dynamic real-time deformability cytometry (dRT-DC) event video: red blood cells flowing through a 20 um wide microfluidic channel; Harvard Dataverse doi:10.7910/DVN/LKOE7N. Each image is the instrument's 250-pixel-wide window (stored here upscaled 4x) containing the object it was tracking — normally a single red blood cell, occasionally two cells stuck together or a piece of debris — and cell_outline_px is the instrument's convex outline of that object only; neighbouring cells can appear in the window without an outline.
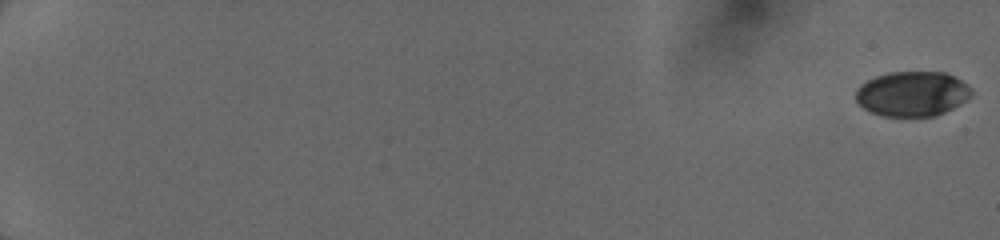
{"species": "human", "species_latin": "Homo sapiens", "temperature_condition": "cold", "stored_images_in_passage": 52, "camera_frame_rate_fps": 3000, "um_per_image_px": 0.085, "donor": {"sex": "female"}, "frame": {"image": 1, "passage_image": 1, "time_ms": 0.0, "image_size_px": [1000, 240], "cell_outline_px": [[972, 96], [968, 100], [936, 116], [884, 116], [872, 112], [864, 108], [856, 100], [856, 88], [860, 84], [876, 76], [888, 72], [944, 72], [956, 76], [968, 84], [972, 88]], "centroid_in_image_um": [77.58, 7.96], "position_along_channel_um": 7.4, "area_um2": 30.52}}
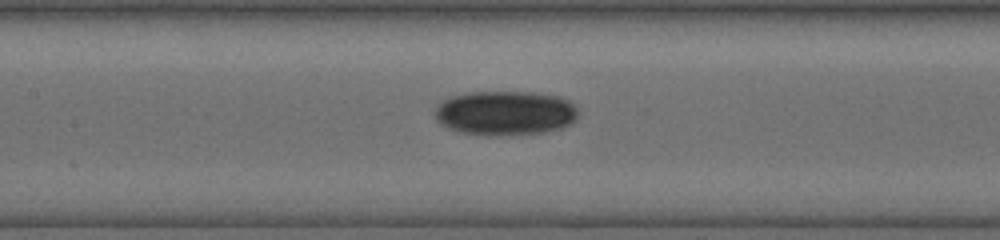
{"frame": {"image": 2, "passage_image": 30, "time_ms": 9.333, "image_size_px": [1000, 240], "cell_outline_px": [[576, 120], [572, 124], [560, 128], [544, 132], [500, 136], [488, 136], [460, 132], [448, 128], [440, 124], [436, 120], [436, 108], [444, 100], [452, 96], [472, 92], [532, 92], [556, 96], [568, 100], [576, 108]], "centroid_in_image_um": [42.94, 9.62], "position_along_channel_um": 164.5, "area_um2": 37.11}}
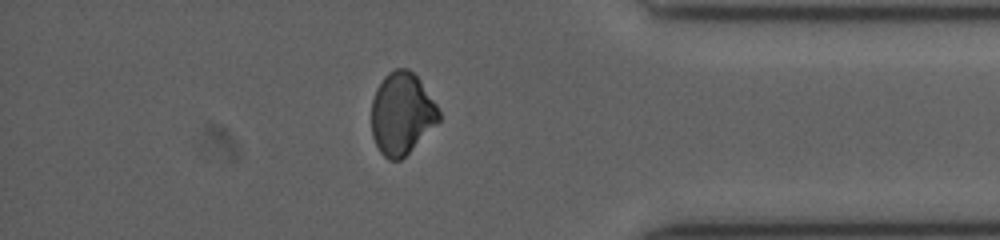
{"frame": {"image": 3, "passage_image": 42, "time_ms": 15.333, "image_size_px": [1000, 240], "cell_outline_px": [[440, 120], [400, 160], [388, 160], [380, 152], [372, 136], [372, 100], [376, 88], [384, 76], [388, 72], [396, 68], [408, 68], [420, 80], [436, 104], [440, 112]], "centroid_in_image_um": [34.13, 9.63], "position_along_channel_um": 401.1, "area_um2": 31.96}}